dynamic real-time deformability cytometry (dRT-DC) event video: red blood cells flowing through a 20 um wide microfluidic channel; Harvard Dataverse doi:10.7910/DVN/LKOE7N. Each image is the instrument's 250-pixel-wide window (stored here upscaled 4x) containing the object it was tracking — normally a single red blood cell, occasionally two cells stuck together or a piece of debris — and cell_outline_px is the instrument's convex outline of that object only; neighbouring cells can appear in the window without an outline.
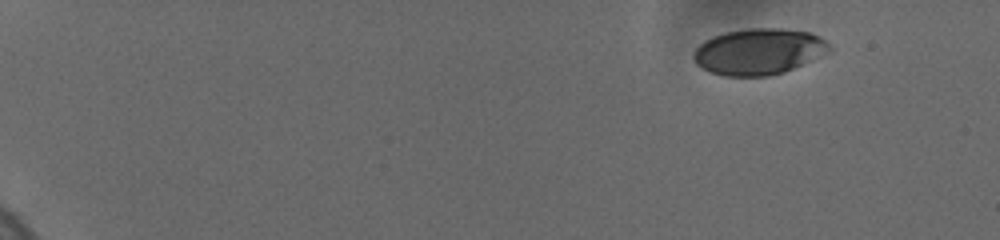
{"species": "human", "species_latin": "Homo sapiens", "temperature_condition": "cold", "stored_images_in_passage": 79, "camera_frame_rate_fps": 3000, "um_per_image_px": 0.085, "donor": {"sex": "female"}, "frame": {"image": 1, "passage_image": 1, "time_ms": 0.0, "image_size_px": [1000, 240], "cell_outline_px": [[832, 52], [804, 64], [784, 72], [768, 76], [724, 76], [700, 68], [692, 60], [692, 52], [704, 40], [712, 36], [724, 32], [748, 28], [780, 28], [808, 32], [820, 36], [832, 44]], "centroid_in_image_um": [64.51, 4.38], "position_along_channel_um": 20.5, "area_um2": 37.17}}
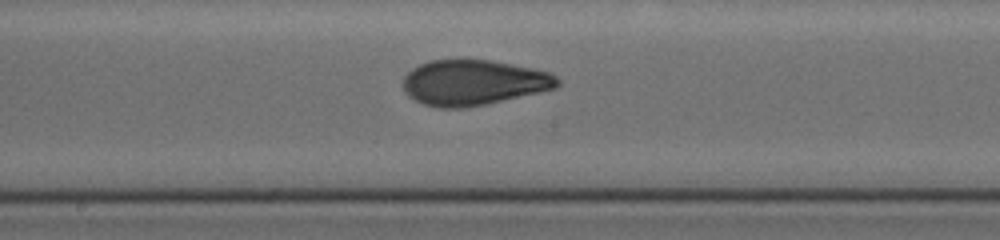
{"frame": {"image": 2, "passage_image": 41, "time_ms": 9.333, "image_size_px": [1000, 240], "cell_outline_px": [[560, 84], [556, 88], [540, 92], [484, 104], [460, 108], [440, 108], [424, 104], [408, 96], [404, 92], [404, 76], [412, 68], [420, 64], [432, 60], [492, 60], [532, 68], [548, 72], [556, 76], [560, 80]], "centroid_in_image_um": [40.25, 7.01], "position_along_channel_um": 208.0, "area_um2": 40.58}}
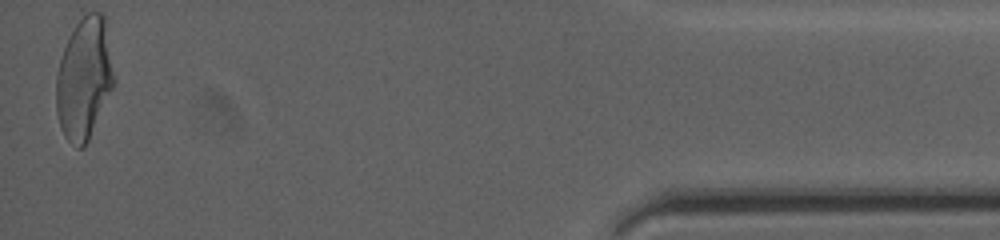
{"frame": {"image": 3, "passage_image": 78, "time_ms": 17.0, "image_size_px": [1000, 240], "cell_outline_px": [[112, 88], [88, 140], [84, 148], [76, 148], [64, 136], [60, 128], [56, 112], [56, 76], [60, 60], [64, 48], [76, 24], [88, 12], [104, 12], [112, 72]], "centroid_in_image_um": [7.11, 6.71], "position_along_channel_um": 428.1, "area_um2": 40.06}, "authors_computed_cell_mechanics": {"area_um2": 39.9398, "velocity_mm_per_s": 3.7116, "shape_relaxation_time_tau1_ms": 6.1392, "shape_relaxation_time_tau2_ms": 1.2271, "deformation_change_tau1": 0.1952, "deformation_change_tau2": 0.0662}}